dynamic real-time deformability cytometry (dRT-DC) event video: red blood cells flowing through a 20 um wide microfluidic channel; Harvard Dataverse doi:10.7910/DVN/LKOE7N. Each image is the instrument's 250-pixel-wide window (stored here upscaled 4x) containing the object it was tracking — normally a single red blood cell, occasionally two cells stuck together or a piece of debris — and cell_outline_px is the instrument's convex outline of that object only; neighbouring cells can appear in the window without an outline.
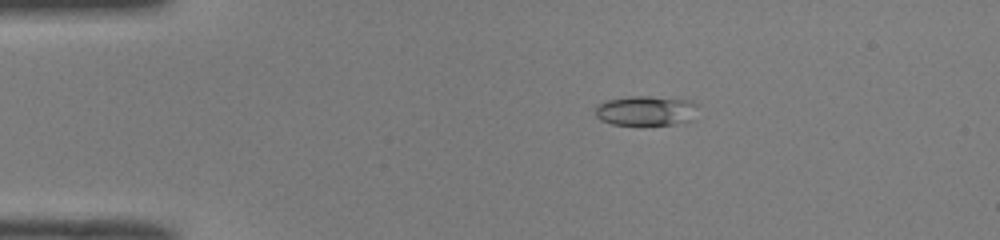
{"species": "common noctule bat (a hibernating species)", "species_latin": "Nyctalus noctula", "temperature_condition": "room temperature", "stored_images_in_passage": 25, "camera_frame_rate_fps": 3000, "um_per_image_px": 0.085, "animal": {"sex": "male", "body_mass_g": 19.0, "forearm_length_mm": 50.8}, "frame": {"image": 1, "passage_image": 2, "time_ms": 0.333, "image_size_px": [1000, 240], "cell_outline_px": [[696, 104], [692, 120], [672, 124], [612, 124], [600, 120], [596, 116], [596, 104], [608, 100], [632, 96], [648, 96], [692, 100]], "centroid_in_image_um": [54.88, 9.4], "position_along_channel_um": 30.1, "area_um2": 17.57}}
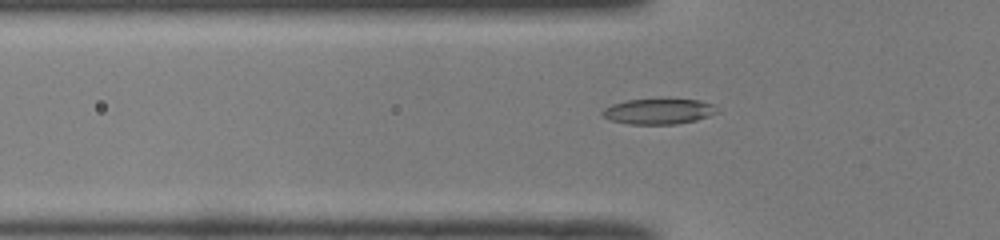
{"frame": {"image": 2, "passage_image": 9, "time_ms": 2.667, "image_size_px": [1000, 240], "cell_outline_px": [[720, 112], [696, 120], [676, 124], [628, 124], [612, 120], [604, 116], [600, 112], [604, 108], [612, 104], [624, 100], [700, 100], [716, 104]], "centroid_in_image_um": [56.02, 9.47], "position_along_channel_um": 69.8, "area_um2": 16.99}}
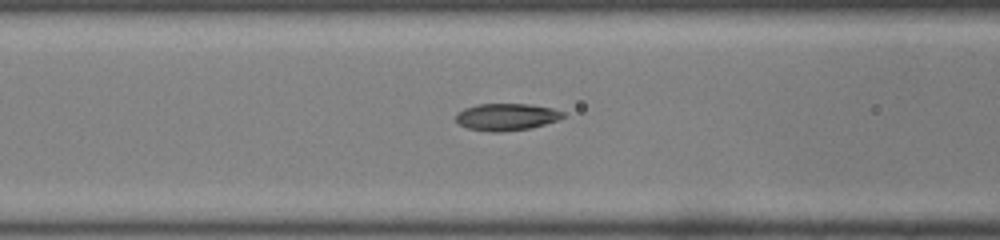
{"frame": {"image": 3, "passage_image": 13, "time_ms": 4.0, "image_size_px": [1000, 240], "cell_outline_px": [[564, 116], [556, 120], [532, 128], [500, 132], [492, 132], [468, 128], [460, 124], [456, 120], [456, 112], [464, 108], [476, 104], [532, 104], [552, 108], [564, 112]], "centroid_in_image_um": [43.03, 9.93], "position_along_channel_um": 123.6, "area_um2": 16.88}}